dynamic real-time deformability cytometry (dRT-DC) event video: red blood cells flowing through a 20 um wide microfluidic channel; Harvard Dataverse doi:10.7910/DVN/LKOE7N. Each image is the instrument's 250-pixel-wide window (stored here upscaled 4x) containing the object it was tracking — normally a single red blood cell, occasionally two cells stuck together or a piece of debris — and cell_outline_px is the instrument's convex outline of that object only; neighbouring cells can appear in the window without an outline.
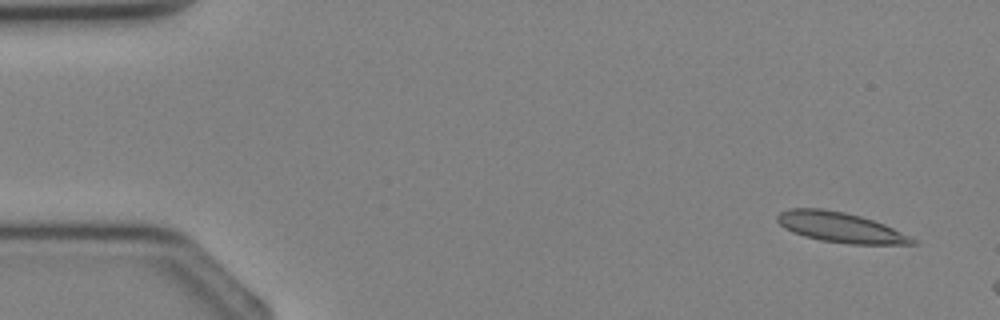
{"species": "Egyptian fruit bat (a non-hibernating species)", "species_latin": "Rousettus aegyptiacus", "temperature_condition": "cold", "stored_images_in_passage": 3, "camera_frame_rate_fps": 3000, "um_per_image_px": 0.085, "animal": {"sex": "female"}, "frame": {"image": 1, "passage_image": 1, "time_ms": 0.0, "image_size_px": [1000, 320], "cell_outline_px": [[916, 244], [848, 244], [820, 240], [804, 236], [792, 232], [784, 228], [776, 220], [776, 216], [780, 212], [788, 208], [820, 208], [844, 212], [860, 216], [884, 224], [916, 240]], "centroid_in_image_um": [71.36, 19.32], "position_along_channel_um": 13.6, "area_um2": 23.52}}